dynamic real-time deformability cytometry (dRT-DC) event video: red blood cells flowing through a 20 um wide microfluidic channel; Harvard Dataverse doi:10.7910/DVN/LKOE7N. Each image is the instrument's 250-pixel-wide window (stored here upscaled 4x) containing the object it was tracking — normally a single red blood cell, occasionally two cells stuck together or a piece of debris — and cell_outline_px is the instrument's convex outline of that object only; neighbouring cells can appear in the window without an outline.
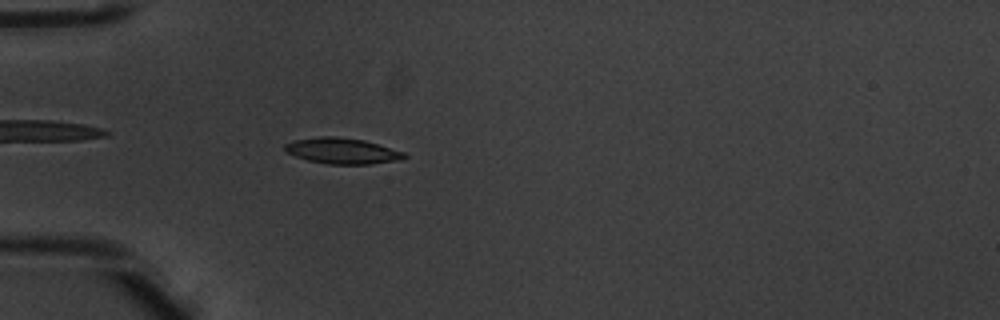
{"species": "common noctule bat (a hibernating species)", "species_latin": "Nyctalus noctula", "temperature_condition": "warm", "stored_images_in_passage": 5, "camera_frame_rate_fps": 3000, "um_per_image_px": 0.085, "animal": {"sex": "male", "body_mass_g": 20.1, "forearm_length_mm": 53.5}, "frame": {"image": 1, "passage_image": 5, "time_ms": 1.333, "image_size_px": [1000, 320], "cell_outline_px": [[408, 156], [400, 160], [368, 164], [328, 164], [308, 160], [296, 156], [288, 152], [284, 148], [284, 144], [292, 140], [320, 136], [336, 136], [364, 140], [404, 152]], "centroid_in_image_um": [29.08, 12.82], "position_along_channel_um": 55.9, "area_um2": 17.92}}